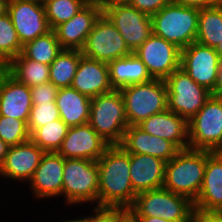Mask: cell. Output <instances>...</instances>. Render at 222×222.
Here are the masks:
<instances>
[{"instance_id": "cell-1", "label": "cell", "mask_w": 222, "mask_h": 222, "mask_svg": "<svg viewBox=\"0 0 222 222\" xmlns=\"http://www.w3.org/2000/svg\"><path fill=\"white\" fill-rule=\"evenodd\" d=\"M98 206L130 208L137 193L130 179L129 153L121 145H110L97 160Z\"/></svg>"}, {"instance_id": "cell-2", "label": "cell", "mask_w": 222, "mask_h": 222, "mask_svg": "<svg viewBox=\"0 0 222 222\" xmlns=\"http://www.w3.org/2000/svg\"><path fill=\"white\" fill-rule=\"evenodd\" d=\"M207 150L182 149L165 164L163 188L196 201L203 184Z\"/></svg>"}, {"instance_id": "cell-3", "label": "cell", "mask_w": 222, "mask_h": 222, "mask_svg": "<svg viewBox=\"0 0 222 222\" xmlns=\"http://www.w3.org/2000/svg\"><path fill=\"white\" fill-rule=\"evenodd\" d=\"M152 33L181 50L197 38L199 9L170 2L150 16Z\"/></svg>"}, {"instance_id": "cell-4", "label": "cell", "mask_w": 222, "mask_h": 222, "mask_svg": "<svg viewBox=\"0 0 222 222\" xmlns=\"http://www.w3.org/2000/svg\"><path fill=\"white\" fill-rule=\"evenodd\" d=\"M88 124L110 145L123 141L128 121L120 90L100 94L91 98Z\"/></svg>"}, {"instance_id": "cell-5", "label": "cell", "mask_w": 222, "mask_h": 222, "mask_svg": "<svg viewBox=\"0 0 222 222\" xmlns=\"http://www.w3.org/2000/svg\"><path fill=\"white\" fill-rule=\"evenodd\" d=\"M122 95L128 125H138L150 116L168 109L165 80L153 79L147 83L123 87Z\"/></svg>"}, {"instance_id": "cell-6", "label": "cell", "mask_w": 222, "mask_h": 222, "mask_svg": "<svg viewBox=\"0 0 222 222\" xmlns=\"http://www.w3.org/2000/svg\"><path fill=\"white\" fill-rule=\"evenodd\" d=\"M193 202L168 189L158 188L137 193L129 210L135 216L161 217L173 222H190Z\"/></svg>"}, {"instance_id": "cell-7", "label": "cell", "mask_w": 222, "mask_h": 222, "mask_svg": "<svg viewBox=\"0 0 222 222\" xmlns=\"http://www.w3.org/2000/svg\"><path fill=\"white\" fill-rule=\"evenodd\" d=\"M99 176L97 161L65 159L63 196L66 205L93 202L98 206ZM68 203V204H67Z\"/></svg>"}, {"instance_id": "cell-8", "label": "cell", "mask_w": 222, "mask_h": 222, "mask_svg": "<svg viewBox=\"0 0 222 222\" xmlns=\"http://www.w3.org/2000/svg\"><path fill=\"white\" fill-rule=\"evenodd\" d=\"M189 148L219 151L222 148V98L210 96L188 121Z\"/></svg>"}, {"instance_id": "cell-9", "label": "cell", "mask_w": 222, "mask_h": 222, "mask_svg": "<svg viewBox=\"0 0 222 222\" xmlns=\"http://www.w3.org/2000/svg\"><path fill=\"white\" fill-rule=\"evenodd\" d=\"M168 110L189 121L210 98L211 92L198 85L182 68L166 79Z\"/></svg>"}, {"instance_id": "cell-10", "label": "cell", "mask_w": 222, "mask_h": 222, "mask_svg": "<svg viewBox=\"0 0 222 222\" xmlns=\"http://www.w3.org/2000/svg\"><path fill=\"white\" fill-rule=\"evenodd\" d=\"M82 55L109 63L132 52L107 16L102 13L87 36Z\"/></svg>"}, {"instance_id": "cell-11", "label": "cell", "mask_w": 222, "mask_h": 222, "mask_svg": "<svg viewBox=\"0 0 222 222\" xmlns=\"http://www.w3.org/2000/svg\"><path fill=\"white\" fill-rule=\"evenodd\" d=\"M103 13L120 32L132 53L152 34L150 15L128 3L107 4L103 7Z\"/></svg>"}, {"instance_id": "cell-12", "label": "cell", "mask_w": 222, "mask_h": 222, "mask_svg": "<svg viewBox=\"0 0 222 222\" xmlns=\"http://www.w3.org/2000/svg\"><path fill=\"white\" fill-rule=\"evenodd\" d=\"M133 53L145 64L153 79L165 80L180 68L181 49L154 33Z\"/></svg>"}, {"instance_id": "cell-13", "label": "cell", "mask_w": 222, "mask_h": 222, "mask_svg": "<svg viewBox=\"0 0 222 222\" xmlns=\"http://www.w3.org/2000/svg\"><path fill=\"white\" fill-rule=\"evenodd\" d=\"M221 59L215 48L195 41L181 50L180 68L198 85L213 91Z\"/></svg>"}, {"instance_id": "cell-14", "label": "cell", "mask_w": 222, "mask_h": 222, "mask_svg": "<svg viewBox=\"0 0 222 222\" xmlns=\"http://www.w3.org/2000/svg\"><path fill=\"white\" fill-rule=\"evenodd\" d=\"M7 13L23 46L51 31L44 5L34 0H9Z\"/></svg>"}, {"instance_id": "cell-15", "label": "cell", "mask_w": 222, "mask_h": 222, "mask_svg": "<svg viewBox=\"0 0 222 222\" xmlns=\"http://www.w3.org/2000/svg\"><path fill=\"white\" fill-rule=\"evenodd\" d=\"M110 146L87 123L69 127L61 147L57 151L64 159H88L97 161Z\"/></svg>"}, {"instance_id": "cell-16", "label": "cell", "mask_w": 222, "mask_h": 222, "mask_svg": "<svg viewBox=\"0 0 222 222\" xmlns=\"http://www.w3.org/2000/svg\"><path fill=\"white\" fill-rule=\"evenodd\" d=\"M45 151L39 148L31 139L19 145L9 146L5 161L0 168L3 179L30 181L39 166Z\"/></svg>"}, {"instance_id": "cell-17", "label": "cell", "mask_w": 222, "mask_h": 222, "mask_svg": "<svg viewBox=\"0 0 222 222\" xmlns=\"http://www.w3.org/2000/svg\"><path fill=\"white\" fill-rule=\"evenodd\" d=\"M102 13V6L87 4L70 20L56 26L53 31L62 49L81 51L88 34Z\"/></svg>"}, {"instance_id": "cell-18", "label": "cell", "mask_w": 222, "mask_h": 222, "mask_svg": "<svg viewBox=\"0 0 222 222\" xmlns=\"http://www.w3.org/2000/svg\"><path fill=\"white\" fill-rule=\"evenodd\" d=\"M65 159L57 152H45L29 182L36 198L63 196V169ZM55 196V197H54Z\"/></svg>"}, {"instance_id": "cell-19", "label": "cell", "mask_w": 222, "mask_h": 222, "mask_svg": "<svg viewBox=\"0 0 222 222\" xmlns=\"http://www.w3.org/2000/svg\"><path fill=\"white\" fill-rule=\"evenodd\" d=\"M32 106L30 87L0 70V115L27 123Z\"/></svg>"}, {"instance_id": "cell-20", "label": "cell", "mask_w": 222, "mask_h": 222, "mask_svg": "<svg viewBox=\"0 0 222 222\" xmlns=\"http://www.w3.org/2000/svg\"><path fill=\"white\" fill-rule=\"evenodd\" d=\"M70 87L89 98L112 91L108 63L82 55Z\"/></svg>"}, {"instance_id": "cell-21", "label": "cell", "mask_w": 222, "mask_h": 222, "mask_svg": "<svg viewBox=\"0 0 222 222\" xmlns=\"http://www.w3.org/2000/svg\"><path fill=\"white\" fill-rule=\"evenodd\" d=\"M137 126L148 134L169 140L179 150L189 148L188 121L168 109L150 116Z\"/></svg>"}, {"instance_id": "cell-22", "label": "cell", "mask_w": 222, "mask_h": 222, "mask_svg": "<svg viewBox=\"0 0 222 222\" xmlns=\"http://www.w3.org/2000/svg\"><path fill=\"white\" fill-rule=\"evenodd\" d=\"M129 154H145L157 157L166 163L179 149L169 140L146 133L137 125H130L120 144Z\"/></svg>"}, {"instance_id": "cell-23", "label": "cell", "mask_w": 222, "mask_h": 222, "mask_svg": "<svg viewBox=\"0 0 222 222\" xmlns=\"http://www.w3.org/2000/svg\"><path fill=\"white\" fill-rule=\"evenodd\" d=\"M130 179L136 193L162 188L166 162L150 155L129 154Z\"/></svg>"}, {"instance_id": "cell-24", "label": "cell", "mask_w": 222, "mask_h": 222, "mask_svg": "<svg viewBox=\"0 0 222 222\" xmlns=\"http://www.w3.org/2000/svg\"><path fill=\"white\" fill-rule=\"evenodd\" d=\"M193 205L203 210L222 211V153L207 150L203 184Z\"/></svg>"}, {"instance_id": "cell-25", "label": "cell", "mask_w": 222, "mask_h": 222, "mask_svg": "<svg viewBox=\"0 0 222 222\" xmlns=\"http://www.w3.org/2000/svg\"><path fill=\"white\" fill-rule=\"evenodd\" d=\"M108 68L110 84L116 90L153 80L145 64L134 53L109 62Z\"/></svg>"}, {"instance_id": "cell-26", "label": "cell", "mask_w": 222, "mask_h": 222, "mask_svg": "<svg viewBox=\"0 0 222 222\" xmlns=\"http://www.w3.org/2000/svg\"><path fill=\"white\" fill-rule=\"evenodd\" d=\"M56 104L60 119L68 127L80 126L89 122L91 98L71 87L59 88Z\"/></svg>"}, {"instance_id": "cell-27", "label": "cell", "mask_w": 222, "mask_h": 222, "mask_svg": "<svg viewBox=\"0 0 222 222\" xmlns=\"http://www.w3.org/2000/svg\"><path fill=\"white\" fill-rule=\"evenodd\" d=\"M4 69L28 87L49 82V65L26 58L22 53L14 57Z\"/></svg>"}, {"instance_id": "cell-28", "label": "cell", "mask_w": 222, "mask_h": 222, "mask_svg": "<svg viewBox=\"0 0 222 222\" xmlns=\"http://www.w3.org/2000/svg\"><path fill=\"white\" fill-rule=\"evenodd\" d=\"M196 41L213 48L222 41V2L199 9Z\"/></svg>"}, {"instance_id": "cell-29", "label": "cell", "mask_w": 222, "mask_h": 222, "mask_svg": "<svg viewBox=\"0 0 222 222\" xmlns=\"http://www.w3.org/2000/svg\"><path fill=\"white\" fill-rule=\"evenodd\" d=\"M81 56L80 50L62 49L49 65V82L57 88L70 87Z\"/></svg>"}, {"instance_id": "cell-30", "label": "cell", "mask_w": 222, "mask_h": 222, "mask_svg": "<svg viewBox=\"0 0 222 222\" xmlns=\"http://www.w3.org/2000/svg\"><path fill=\"white\" fill-rule=\"evenodd\" d=\"M61 51L62 47L56 34L51 30L47 34L24 44L21 53L33 61L50 65Z\"/></svg>"}, {"instance_id": "cell-31", "label": "cell", "mask_w": 222, "mask_h": 222, "mask_svg": "<svg viewBox=\"0 0 222 222\" xmlns=\"http://www.w3.org/2000/svg\"><path fill=\"white\" fill-rule=\"evenodd\" d=\"M69 127L62 119H57L35 129L30 139L45 152H57L67 135Z\"/></svg>"}, {"instance_id": "cell-32", "label": "cell", "mask_w": 222, "mask_h": 222, "mask_svg": "<svg viewBox=\"0 0 222 222\" xmlns=\"http://www.w3.org/2000/svg\"><path fill=\"white\" fill-rule=\"evenodd\" d=\"M22 51L17 32L8 13L0 17V63L5 67Z\"/></svg>"}, {"instance_id": "cell-33", "label": "cell", "mask_w": 222, "mask_h": 222, "mask_svg": "<svg viewBox=\"0 0 222 222\" xmlns=\"http://www.w3.org/2000/svg\"><path fill=\"white\" fill-rule=\"evenodd\" d=\"M43 5L48 24L53 30L61 23L70 20L87 3L84 0H47Z\"/></svg>"}, {"instance_id": "cell-34", "label": "cell", "mask_w": 222, "mask_h": 222, "mask_svg": "<svg viewBox=\"0 0 222 222\" xmlns=\"http://www.w3.org/2000/svg\"><path fill=\"white\" fill-rule=\"evenodd\" d=\"M0 139L8 146L19 145L29 140L27 123L24 120L0 115Z\"/></svg>"}, {"instance_id": "cell-35", "label": "cell", "mask_w": 222, "mask_h": 222, "mask_svg": "<svg viewBox=\"0 0 222 222\" xmlns=\"http://www.w3.org/2000/svg\"><path fill=\"white\" fill-rule=\"evenodd\" d=\"M57 119H60V115L56 103H38L33 105L27 121L28 131L31 134L35 129Z\"/></svg>"}, {"instance_id": "cell-36", "label": "cell", "mask_w": 222, "mask_h": 222, "mask_svg": "<svg viewBox=\"0 0 222 222\" xmlns=\"http://www.w3.org/2000/svg\"><path fill=\"white\" fill-rule=\"evenodd\" d=\"M58 90L59 88H57L51 82L30 87L32 104L37 105L38 103H56Z\"/></svg>"}, {"instance_id": "cell-37", "label": "cell", "mask_w": 222, "mask_h": 222, "mask_svg": "<svg viewBox=\"0 0 222 222\" xmlns=\"http://www.w3.org/2000/svg\"><path fill=\"white\" fill-rule=\"evenodd\" d=\"M170 2L171 0H130L128 4L151 16Z\"/></svg>"}, {"instance_id": "cell-38", "label": "cell", "mask_w": 222, "mask_h": 222, "mask_svg": "<svg viewBox=\"0 0 222 222\" xmlns=\"http://www.w3.org/2000/svg\"><path fill=\"white\" fill-rule=\"evenodd\" d=\"M89 222H117V207L94 206Z\"/></svg>"}, {"instance_id": "cell-39", "label": "cell", "mask_w": 222, "mask_h": 222, "mask_svg": "<svg viewBox=\"0 0 222 222\" xmlns=\"http://www.w3.org/2000/svg\"><path fill=\"white\" fill-rule=\"evenodd\" d=\"M190 222H222V211L193 207Z\"/></svg>"}, {"instance_id": "cell-40", "label": "cell", "mask_w": 222, "mask_h": 222, "mask_svg": "<svg viewBox=\"0 0 222 222\" xmlns=\"http://www.w3.org/2000/svg\"><path fill=\"white\" fill-rule=\"evenodd\" d=\"M176 4L203 9L212 7L222 2V0H171Z\"/></svg>"}, {"instance_id": "cell-41", "label": "cell", "mask_w": 222, "mask_h": 222, "mask_svg": "<svg viewBox=\"0 0 222 222\" xmlns=\"http://www.w3.org/2000/svg\"><path fill=\"white\" fill-rule=\"evenodd\" d=\"M117 222H139L137 217L125 207H117Z\"/></svg>"}, {"instance_id": "cell-42", "label": "cell", "mask_w": 222, "mask_h": 222, "mask_svg": "<svg viewBox=\"0 0 222 222\" xmlns=\"http://www.w3.org/2000/svg\"><path fill=\"white\" fill-rule=\"evenodd\" d=\"M211 95L217 98H222V60L220 63L216 83L213 91L211 92Z\"/></svg>"}, {"instance_id": "cell-43", "label": "cell", "mask_w": 222, "mask_h": 222, "mask_svg": "<svg viewBox=\"0 0 222 222\" xmlns=\"http://www.w3.org/2000/svg\"><path fill=\"white\" fill-rule=\"evenodd\" d=\"M139 222H173L161 217L136 216Z\"/></svg>"}, {"instance_id": "cell-44", "label": "cell", "mask_w": 222, "mask_h": 222, "mask_svg": "<svg viewBox=\"0 0 222 222\" xmlns=\"http://www.w3.org/2000/svg\"><path fill=\"white\" fill-rule=\"evenodd\" d=\"M8 148L9 146L0 139V168L2 167L5 161Z\"/></svg>"}, {"instance_id": "cell-45", "label": "cell", "mask_w": 222, "mask_h": 222, "mask_svg": "<svg viewBox=\"0 0 222 222\" xmlns=\"http://www.w3.org/2000/svg\"><path fill=\"white\" fill-rule=\"evenodd\" d=\"M9 0H0V17L7 13Z\"/></svg>"}, {"instance_id": "cell-46", "label": "cell", "mask_w": 222, "mask_h": 222, "mask_svg": "<svg viewBox=\"0 0 222 222\" xmlns=\"http://www.w3.org/2000/svg\"><path fill=\"white\" fill-rule=\"evenodd\" d=\"M87 4H96L99 6L104 7L105 5L109 4V0H84Z\"/></svg>"}, {"instance_id": "cell-47", "label": "cell", "mask_w": 222, "mask_h": 222, "mask_svg": "<svg viewBox=\"0 0 222 222\" xmlns=\"http://www.w3.org/2000/svg\"><path fill=\"white\" fill-rule=\"evenodd\" d=\"M59 222V221H58ZM60 222H89V216H85V217H83V218H77V219H72V220H65V221H60Z\"/></svg>"}, {"instance_id": "cell-48", "label": "cell", "mask_w": 222, "mask_h": 222, "mask_svg": "<svg viewBox=\"0 0 222 222\" xmlns=\"http://www.w3.org/2000/svg\"><path fill=\"white\" fill-rule=\"evenodd\" d=\"M215 50L218 53L220 59L222 60V41H220V43L216 46Z\"/></svg>"}, {"instance_id": "cell-49", "label": "cell", "mask_w": 222, "mask_h": 222, "mask_svg": "<svg viewBox=\"0 0 222 222\" xmlns=\"http://www.w3.org/2000/svg\"><path fill=\"white\" fill-rule=\"evenodd\" d=\"M130 0H109V4L128 3Z\"/></svg>"}, {"instance_id": "cell-50", "label": "cell", "mask_w": 222, "mask_h": 222, "mask_svg": "<svg viewBox=\"0 0 222 222\" xmlns=\"http://www.w3.org/2000/svg\"><path fill=\"white\" fill-rule=\"evenodd\" d=\"M34 1H38V2L44 3V2H46L47 0H34Z\"/></svg>"}, {"instance_id": "cell-51", "label": "cell", "mask_w": 222, "mask_h": 222, "mask_svg": "<svg viewBox=\"0 0 222 222\" xmlns=\"http://www.w3.org/2000/svg\"><path fill=\"white\" fill-rule=\"evenodd\" d=\"M4 69V66L0 63V70Z\"/></svg>"}]
</instances>
